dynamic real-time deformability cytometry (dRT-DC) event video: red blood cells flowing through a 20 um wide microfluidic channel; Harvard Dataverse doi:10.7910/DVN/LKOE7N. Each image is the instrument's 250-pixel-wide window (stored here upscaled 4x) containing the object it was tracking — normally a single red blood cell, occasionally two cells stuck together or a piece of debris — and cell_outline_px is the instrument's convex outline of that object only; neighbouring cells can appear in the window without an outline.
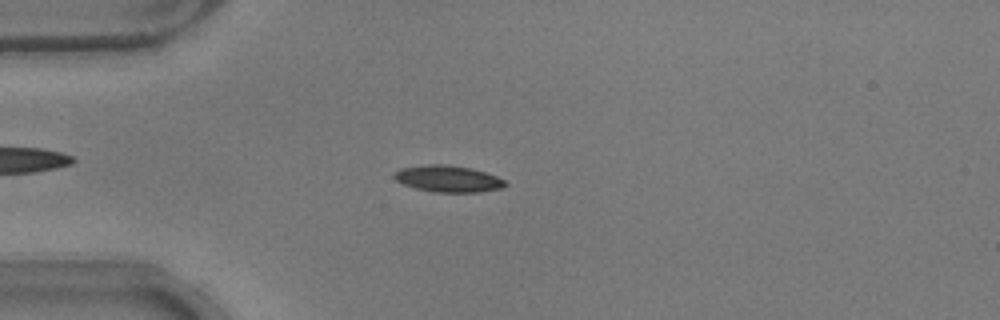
{"species": "common noctule bat (a hibernating species)", "species_latin": "Nyctalus noctula", "temperature_condition": "warm", "stored_images_in_passage": 43, "camera_frame_rate_fps": 3000, "um_per_image_px": 0.085, "animal": {"sex": "male", "body_mass_g": 17.9}, "frame": {"image": 1, "passage_image": 7, "time_ms": 2.0, "image_size_px": [1000, 320], "cell_outline_px": [[508, 184], [504, 188], [480, 192], [436, 192], [416, 188], [404, 184], [396, 180], [392, 176], [400, 168], [428, 164], [444, 164], [472, 168], [496, 176], [504, 180]], "centroid_in_image_um": [38.11, 15.19], "position_along_channel_um": 46.9, "area_um2": 17.17}}
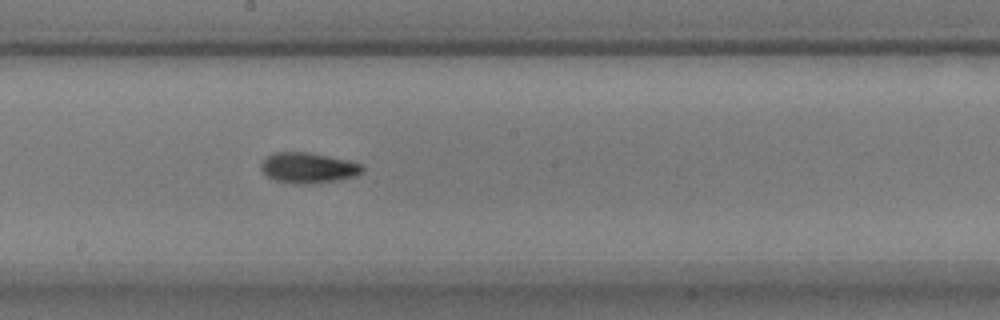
{"frame": {"image": 2, "passage_image": 22, "time_ms": 7.0, "image_size_px": [1000, 320], "cell_outline_px": [[364, 168], [356, 176], [336, 180], [276, 180], [268, 176], [260, 168], [260, 164], [272, 152], [308, 152], [348, 160], [364, 164]], "centroid_in_image_um": [26.22, 14.18], "position_along_channel_um": 222.0, "area_um2": 16.88}}
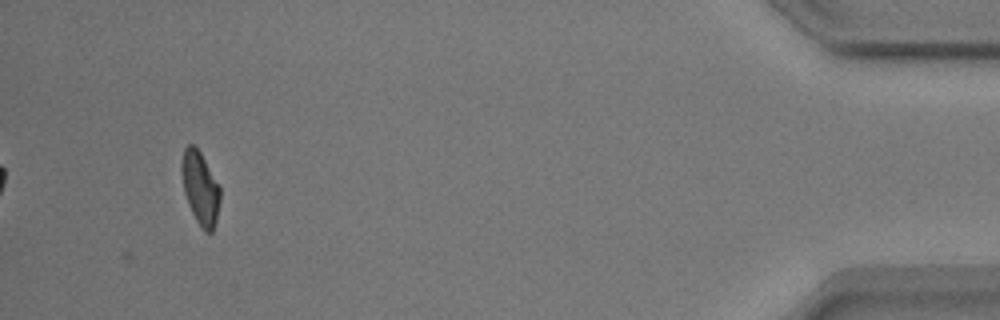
{"frame": {"image": 3, "passage_image": 43, "time_ms": 14.0, "image_size_px": [1000, 320], "cell_outline_px": [[220, 200], [216, 220], [212, 232], [204, 232], [200, 228], [188, 204], [184, 192], [180, 168], [180, 160], [184, 148], [188, 144], [192, 144], [200, 152], [220, 188]], "centroid_in_image_um": [16.99, 15.99], "position_along_channel_um": 418.2, "area_um2": 16.36}, "authors_computed_cell_mechanics": {"area_um2": 17.051, "velocity_mm_per_s": 3.8125, "shape_relaxation_time_tau1_ms": 4.0979, "shape_relaxation_time_tau2_ms": 2.8527, "deformation_change_tau1": 0.1583, "deformation_change_tau2": 0.0667}}